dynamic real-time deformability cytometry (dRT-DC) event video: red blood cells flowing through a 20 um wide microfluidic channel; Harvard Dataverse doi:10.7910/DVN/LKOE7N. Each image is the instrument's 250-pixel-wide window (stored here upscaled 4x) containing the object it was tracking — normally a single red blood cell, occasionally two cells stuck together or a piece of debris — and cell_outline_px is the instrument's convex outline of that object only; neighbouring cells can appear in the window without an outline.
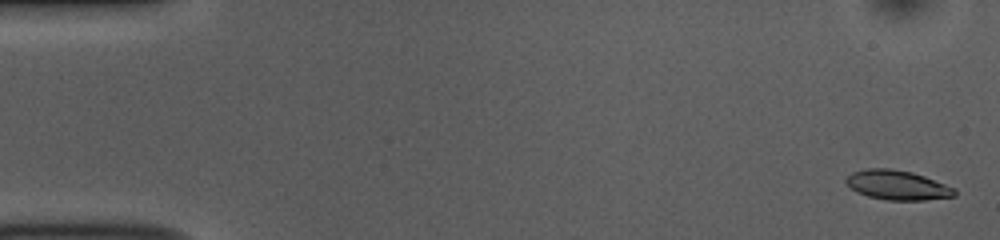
{"species": "common noctule bat (a hibernating species)", "species_latin": "Nyctalus noctula", "temperature_condition": "room temperature", "stored_images_in_passage": 52, "camera_frame_rate_fps": 3000, "um_per_image_px": 0.085, "animal": {"sex": "female", "body_mass_g": 10.0, "forearm_length_mm": 53.1}, "frame": {"image": 1, "passage_image": 2, "time_ms": 0.333, "image_size_px": [1000, 240], "cell_outline_px": [[956, 196], [924, 200], [888, 200], [868, 196], [856, 192], [844, 180], [852, 172], [864, 168], [892, 168], [912, 172], [924, 176], [956, 188]], "centroid_in_image_um": [76.28, 15.72], "position_along_channel_um": 8.7, "area_um2": 18.73}}
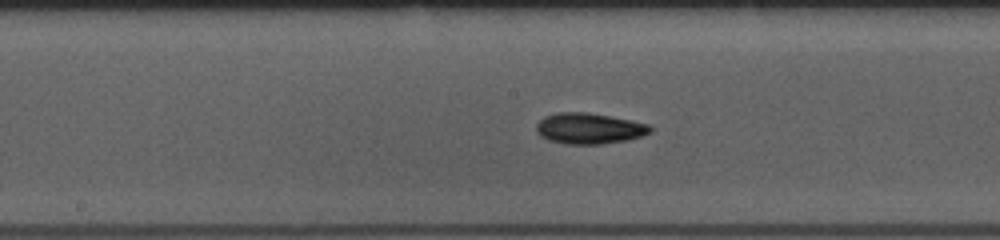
{"frame": {"image": 2, "passage_image": 27, "time_ms": 8.667, "image_size_px": [1000, 240], "cell_outline_px": [[652, 132], [644, 136], [628, 140], [600, 144], [568, 144], [548, 140], [540, 136], [536, 132], [536, 124], [544, 116], [556, 112], [588, 112], [632, 120], [648, 124], [652, 128]], "centroid_in_image_um": [50.08, 10.91], "position_along_channel_um": 198.1, "area_um2": 20.75}}
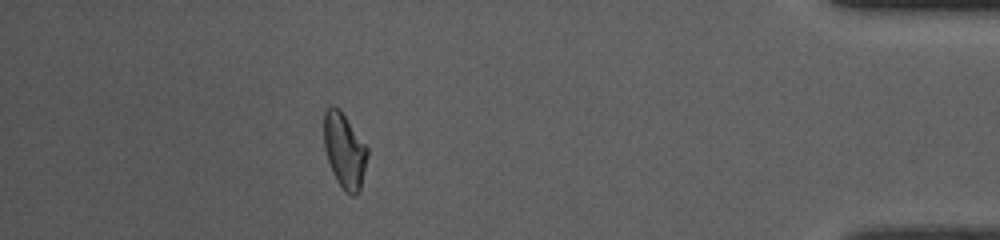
{"frame": {"image": 3, "passage_image": 47, "time_ms": 15.333, "image_size_px": [1000, 240], "cell_outline_px": [[368, 156], [360, 188], [352, 196], [344, 192], [336, 180], [332, 172], [324, 148], [324, 112], [332, 104], [340, 108], [368, 148]], "centroid_in_image_um": [29.27, 12.78], "position_along_channel_um": 405.9, "area_um2": 19.07}, "authors_computed_cell_mechanics": {"area_um2": 19.363, "velocity_mm_per_s": 3.8466, "shape_relaxation_time_tau1_ms": 3.318, "shape_relaxation_time_tau2_ms": 6.1938, "deformation_change_tau1": 0.1122, "deformation_change_tau2": 0.1305}}